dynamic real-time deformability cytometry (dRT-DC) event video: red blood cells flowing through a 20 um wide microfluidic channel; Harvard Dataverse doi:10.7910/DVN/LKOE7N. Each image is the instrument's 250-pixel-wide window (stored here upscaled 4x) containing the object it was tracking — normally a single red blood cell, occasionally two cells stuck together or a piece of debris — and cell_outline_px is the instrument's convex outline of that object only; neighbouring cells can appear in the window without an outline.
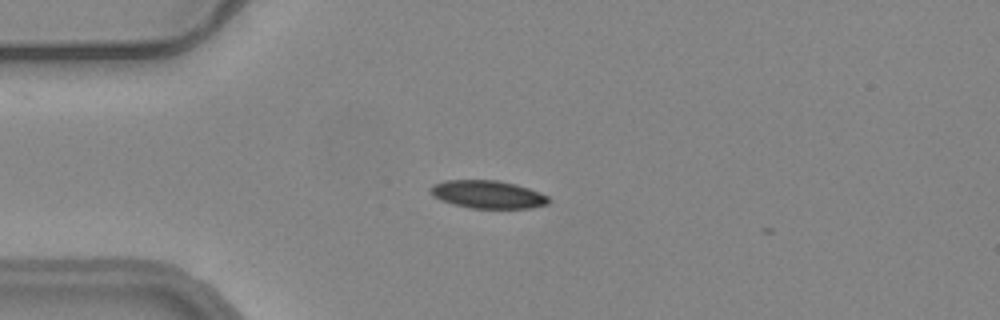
{"species": "common noctule bat (a hibernating species)", "species_latin": "Nyctalus noctula", "temperature_condition": "warm", "stored_images_in_passage": 38, "camera_frame_rate_fps": 3000, "um_per_image_px": 0.085, "animal": {"sex": "female", "body_mass_g": 24.6, "forearm_length_mm": 56.2}, "frame": {"image": 1, "passage_image": 3, "time_ms": 0.667, "image_size_px": [1000, 320], "cell_outline_px": [[552, 200], [548, 204], [532, 208], [472, 208], [440, 200], [432, 196], [428, 192], [428, 188], [432, 184], [444, 180], [496, 180], [516, 184], [540, 192], [548, 196]], "centroid_in_image_um": [41.44, 16.52], "position_along_channel_um": 43.6, "area_um2": 19.42}}
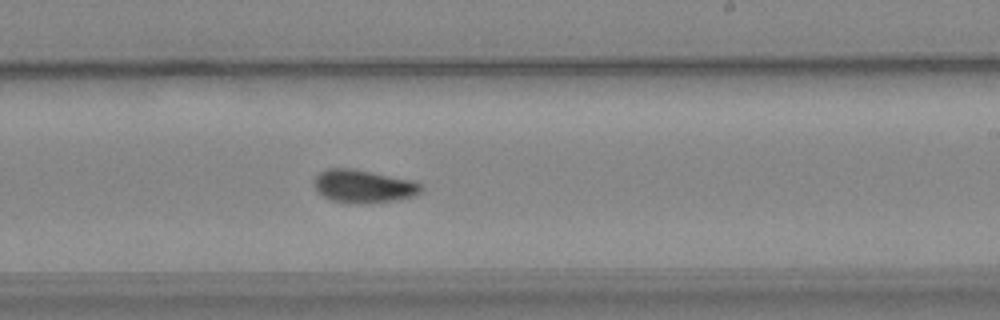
{"frame": {"image": 2, "passage_image": 22, "time_ms": 7.0, "image_size_px": [1000, 320], "cell_outline_px": [[424, 188], [416, 196], [396, 200], [364, 204], [348, 204], [332, 200], [316, 192], [312, 184], [312, 180], [320, 172], [328, 168], [352, 168], [416, 180]], "centroid_in_image_um": [30.89, 15.84], "position_along_channel_um": 258.1, "area_um2": 21.21}}
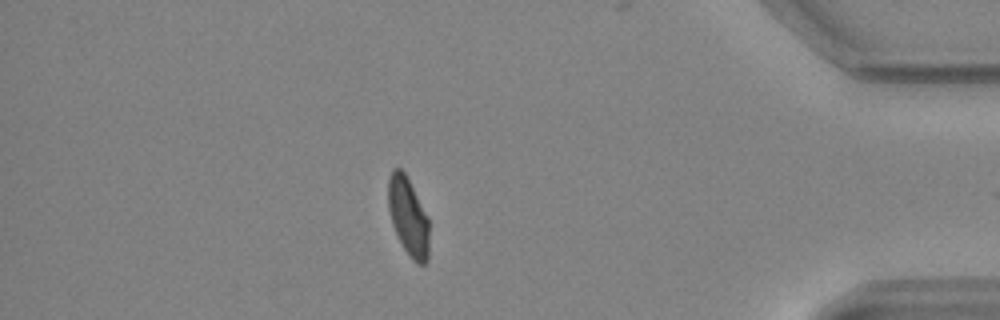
{"frame": {"image": 3, "passage_image": 37, "time_ms": 12.0, "image_size_px": [1000, 320], "cell_outline_px": [[428, 260], [424, 264], [416, 264], [408, 256], [392, 224], [388, 208], [388, 180], [392, 168], [400, 168], [404, 172], [428, 216]], "centroid_in_image_um": [34.69, 18.42], "position_along_channel_um": 400.5, "area_um2": 18.55}}